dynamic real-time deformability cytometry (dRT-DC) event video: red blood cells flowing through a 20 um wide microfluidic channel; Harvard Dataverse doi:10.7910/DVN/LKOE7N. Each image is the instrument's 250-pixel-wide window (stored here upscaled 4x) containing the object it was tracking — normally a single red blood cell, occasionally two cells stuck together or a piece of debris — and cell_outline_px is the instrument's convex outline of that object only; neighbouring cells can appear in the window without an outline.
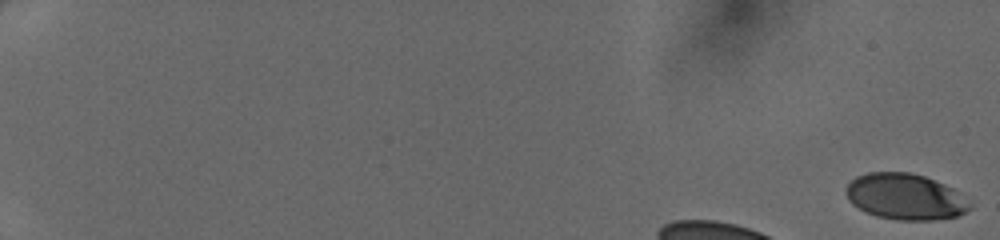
{"species": "human", "species_latin": "Homo sapiens", "temperature_condition": "cold", "stored_images_in_passage": 17, "camera_frame_rate_fps": 3000, "um_per_image_px": 0.085, "donor": {"sex": "female"}, "frame": {"image": 1, "passage_image": 1, "time_ms": 0.0, "image_size_px": [1000, 240], "cell_outline_px": [[972, 208], [956, 216], [936, 220], [896, 220], [876, 216], [852, 204], [848, 200], [844, 192], [848, 184], [856, 176], [868, 172], [908, 172], [924, 176], [944, 184], [952, 188]], "centroid_in_image_um": [76.88, 16.72], "position_along_channel_um": 8.1, "area_um2": 32.89}}
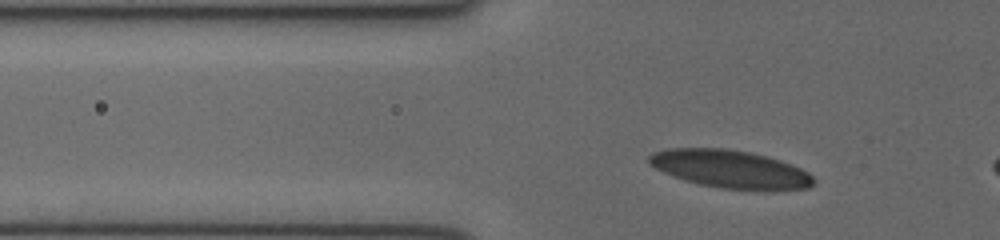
{"frame": {"image": 2, "passage_image": 13, "time_ms": 4.0, "image_size_px": [1000, 240], "cell_outline_px": [[812, 184], [808, 188], [772, 192], [760, 192], [720, 188], [700, 184], [664, 172], [648, 164], [648, 156], [652, 152], [668, 148], [724, 148], [748, 152], [780, 160], [800, 168], [808, 172], [812, 176]], "centroid_in_image_um": [62.1, 14.4], "position_along_channel_um": 63.7, "area_um2": 36.65}}